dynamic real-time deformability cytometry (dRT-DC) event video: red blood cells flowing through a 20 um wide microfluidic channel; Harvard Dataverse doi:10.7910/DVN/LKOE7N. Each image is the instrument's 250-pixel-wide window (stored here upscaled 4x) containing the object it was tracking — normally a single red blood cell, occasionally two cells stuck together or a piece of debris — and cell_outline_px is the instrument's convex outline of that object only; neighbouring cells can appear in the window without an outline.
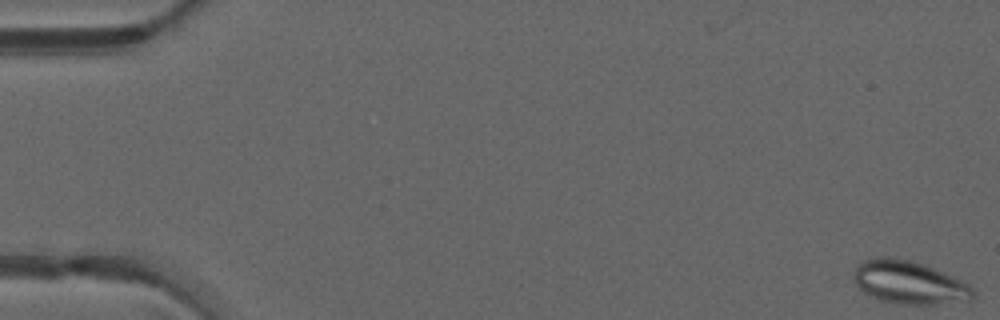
{"species": "common noctule bat (a hibernating species)", "species_latin": "Nyctalus noctula", "temperature_condition": "warm", "stored_images_in_passage": 49, "camera_frame_rate_fps": 3000, "um_per_image_px": 0.085, "animal": {"sex": "male", "forearm_length_mm": 52.5}, "frame": {"image": 1, "passage_image": 1, "time_ms": 0.0, "image_size_px": [1000, 320], "cell_outline_px": [[976, 292], [972, 300], [932, 304], [900, 304], [880, 300], [864, 292], [856, 284], [852, 276], [856, 268], [864, 260], [872, 256], [888, 256], [912, 260], [924, 264], [944, 272], [972, 284]], "centroid_in_image_um": [77.31, 23.99], "position_along_channel_um": 7.7, "area_um2": 30.35}}
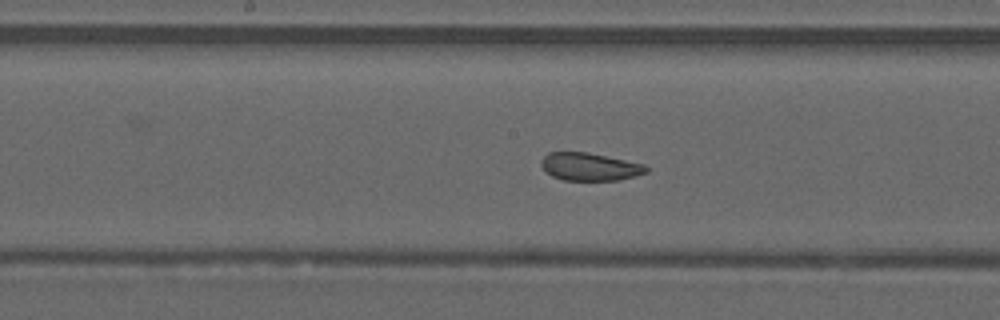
{"frame": {"image": 2, "passage_image": 26, "time_ms": 8.333, "image_size_px": [1000, 320], "cell_outline_px": [[648, 172], [636, 176], [620, 180], [564, 180], [552, 176], [540, 164], [540, 160], [548, 152], [588, 152], [644, 164], [648, 168]], "centroid_in_image_um": [50.14, 14.17], "position_along_channel_um": 198.1, "area_um2": 16.99}}
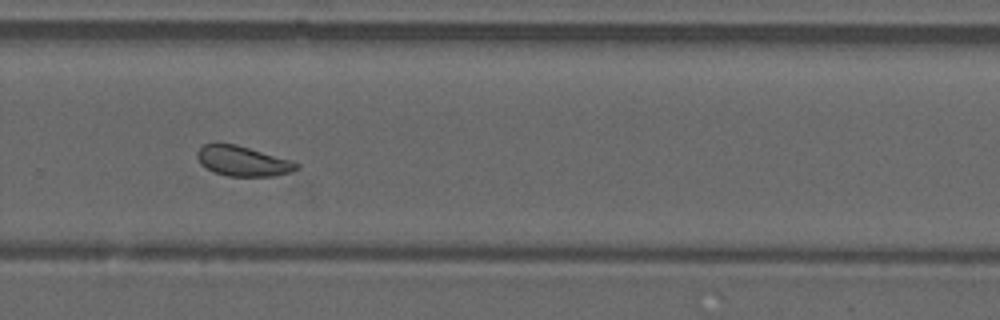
{"frame": {"image": 3, "passage_image": 34, "time_ms": 11.0, "image_size_px": [1000, 320], "cell_outline_px": [[300, 168], [292, 172], [276, 176], [228, 176], [216, 172], [200, 164], [196, 156], [196, 152], [204, 144], [236, 144], [292, 160], [300, 164]], "centroid_in_image_um": [20.69, 13.7], "position_along_channel_um": 309.1, "area_um2": 17.4}, "authors_computed_cell_mechanics": {"area_um2": 19.074, "velocity_mm_per_s": 4.1871, "shape_relaxation_time_tau1_ms": null, "shape_relaxation_time_tau2_ms": 0.7027, "deformation_change_tau1": null, "deformation_change_tau2": 0.0523}}